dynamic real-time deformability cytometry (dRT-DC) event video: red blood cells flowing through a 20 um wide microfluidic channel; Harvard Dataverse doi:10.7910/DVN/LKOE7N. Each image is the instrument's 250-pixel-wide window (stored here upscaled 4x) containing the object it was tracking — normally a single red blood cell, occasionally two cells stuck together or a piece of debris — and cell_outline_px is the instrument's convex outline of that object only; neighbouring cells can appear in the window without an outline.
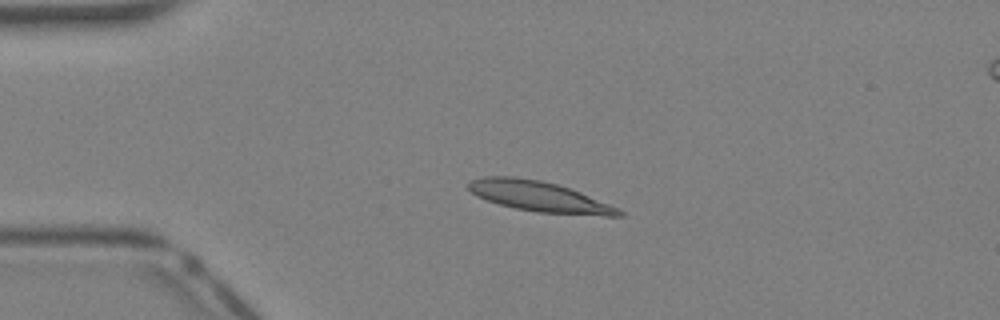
{"species": "Egyptian fruit bat (a non-hibernating species)", "species_latin": "Rousettus aegyptiacus", "temperature_condition": "warm", "stored_images_in_passage": 34, "camera_frame_rate_fps": 3000, "um_per_image_px": 0.085, "animal": {"sex": "female"}, "frame": {"image": 1, "passage_image": 3, "time_ms": 0.667, "image_size_px": [1000, 320], "cell_outline_px": [[624, 216], [604, 216], [536, 212], [516, 208], [500, 204], [476, 196], [468, 188], [468, 184], [472, 180], [484, 176], [516, 176], [540, 180], [556, 184], [580, 192], [608, 204], [624, 212]], "centroid_in_image_um": [45.82, 16.7], "position_along_channel_um": 39.2, "area_um2": 26.3}}
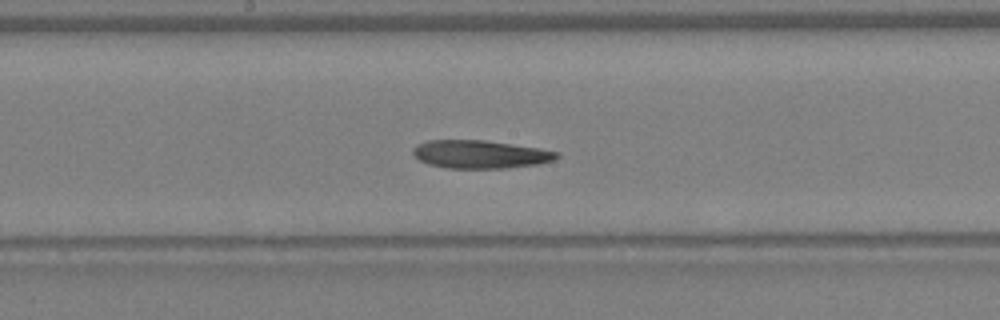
{"frame": {"image": 2, "passage_image": 15, "time_ms": 4.667, "image_size_px": [1000, 320], "cell_outline_px": [[560, 156], [556, 160], [540, 164], [508, 168], [448, 168], [428, 164], [420, 160], [412, 152], [412, 148], [416, 144], [428, 140], [484, 140], [540, 148], [560, 152]], "centroid_in_image_um": [40.86, 13.11], "position_along_channel_um": 207.3, "area_um2": 23.76}}
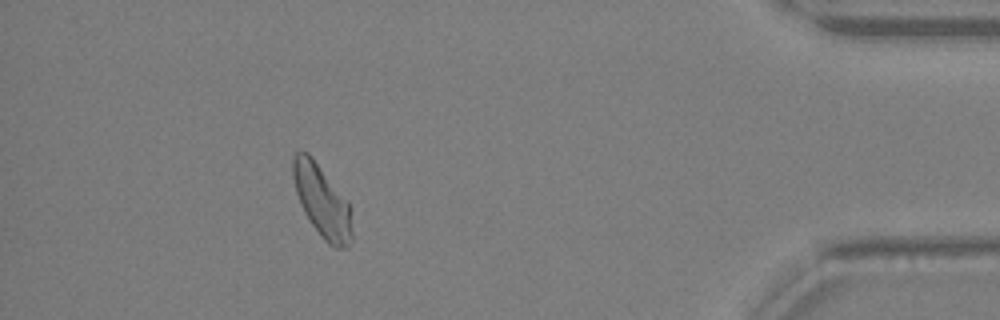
{"frame": {"image": 3, "passage_image": 30, "time_ms": 9.667, "image_size_px": [1000, 320], "cell_outline_px": [[352, 240], [348, 248], [336, 248], [328, 244], [320, 236], [304, 212], [300, 204], [296, 192], [292, 176], [292, 160], [296, 152], [308, 152], [312, 156], [348, 200], [352, 232]], "centroid_in_image_um": [27.37, 17.1], "position_along_channel_um": 407.8, "area_um2": 24.91}}